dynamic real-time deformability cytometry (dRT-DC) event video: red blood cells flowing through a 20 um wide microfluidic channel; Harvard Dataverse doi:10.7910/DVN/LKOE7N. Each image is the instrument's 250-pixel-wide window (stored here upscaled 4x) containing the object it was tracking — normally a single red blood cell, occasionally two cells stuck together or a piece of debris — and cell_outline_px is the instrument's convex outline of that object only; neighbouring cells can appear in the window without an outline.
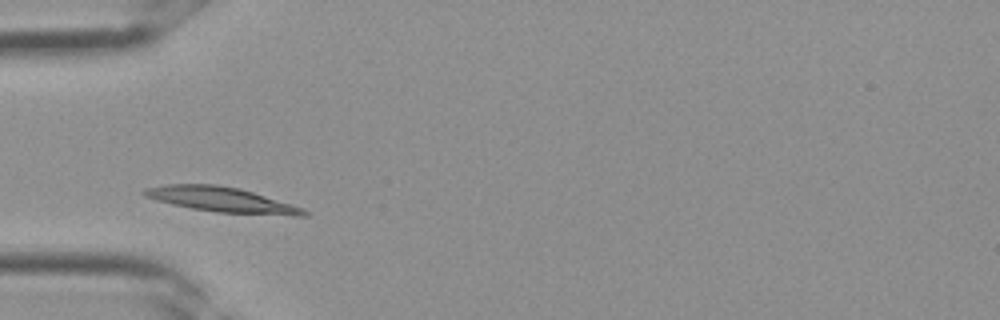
{"species": "Egyptian fruit bat (a non-hibernating species)", "species_latin": "Rousettus aegyptiacus", "temperature_condition": "room temperature", "stored_images_in_passage": 2, "camera_frame_rate_fps": 3000, "um_per_image_px": 0.085, "frame": {"image": 1, "passage_image": 2, "time_ms": 0.333, "image_size_px": [1000, 320], "cell_outline_px": [[308, 216], [292, 216], [216, 212], [192, 208], [172, 204], [156, 200], [144, 196], [140, 192], [144, 188], [168, 184], [216, 184], [240, 188], [292, 204], [304, 208], [308, 212]], "centroid_in_image_um": [18.85, 16.97], "position_along_channel_um": 66.1, "area_um2": 23.41}}